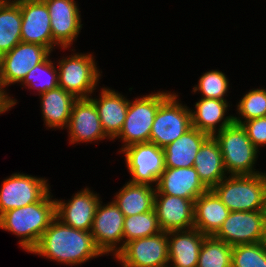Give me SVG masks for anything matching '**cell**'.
<instances>
[{
  "label": "cell",
  "mask_w": 266,
  "mask_h": 267,
  "mask_svg": "<svg viewBox=\"0 0 266 267\" xmlns=\"http://www.w3.org/2000/svg\"><path fill=\"white\" fill-rule=\"evenodd\" d=\"M30 253L72 266L103 255L90 231L70 227L57 217L53 219L38 245Z\"/></svg>",
  "instance_id": "cell-1"
},
{
  "label": "cell",
  "mask_w": 266,
  "mask_h": 267,
  "mask_svg": "<svg viewBox=\"0 0 266 267\" xmlns=\"http://www.w3.org/2000/svg\"><path fill=\"white\" fill-rule=\"evenodd\" d=\"M49 191L39 202L9 210L0 216V229L17 235L19 245L28 253L39 243L56 217V202Z\"/></svg>",
  "instance_id": "cell-2"
},
{
  "label": "cell",
  "mask_w": 266,
  "mask_h": 267,
  "mask_svg": "<svg viewBox=\"0 0 266 267\" xmlns=\"http://www.w3.org/2000/svg\"><path fill=\"white\" fill-rule=\"evenodd\" d=\"M230 211H266V173L229 175L213 189Z\"/></svg>",
  "instance_id": "cell-3"
},
{
  "label": "cell",
  "mask_w": 266,
  "mask_h": 267,
  "mask_svg": "<svg viewBox=\"0 0 266 267\" xmlns=\"http://www.w3.org/2000/svg\"><path fill=\"white\" fill-rule=\"evenodd\" d=\"M214 138L219 143L227 174L255 175L262 173L255 171L254 168L259 149L252 144L241 124L233 122L222 131L217 132Z\"/></svg>",
  "instance_id": "cell-4"
},
{
  "label": "cell",
  "mask_w": 266,
  "mask_h": 267,
  "mask_svg": "<svg viewBox=\"0 0 266 267\" xmlns=\"http://www.w3.org/2000/svg\"><path fill=\"white\" fill-rule=\"evenodd\" d=\"M49 55L51 51L44 46L19 42L11 51L0 57V94L5 98L7 111L16 105L17 100L8 96L4 88L13 83H21L27 73Z\"/></svg>",
  "instance_id": "cell-5"
},
{
  "label": "cell",
  "mask_w": 266,
  "mask_h": 267,
  "mask_svg": "<svg viewBox=\"0 0 266 267\" xmlns=\"http://www.w3.org/2000/svg\"><path fill=\"white\" fill-rule=\"evenodd\" d=\"M170 94L171 91H158L157 93L136 98L135 101L129 100L124 125L119 135L115 138H121L123 142V147L119 152L136 143L150 142V132L156 112L160 104Z\"/></svg>",
  "instance_id": "cell-6"
},
{
  "label": "cell",
  "mask_w": 266,
  "mask_h": 267,
  "mask_svg": "<svg viewBox=\"0 0 266 267\" xmlns=\"http://www.w3.org/2000/svg\"><path fill=\"white\" fill-rule=\"evenodd\" d=\"M72 54L57 63L58 86L77 99L89 98L98 86L101 73L93 54Z\"/></svg>",
  "instance_id": "cell-7"
},
{
  "label": "cell",
  "mask_w": 266,
  "mask_h": 267,
  "mask_svg": "<svg viewBox=\"0 0 266 267\" xmlns=\"http://www.w3.org/2000/svg\"><path fill=\"white\" fill-rule=\"evenodd\" d=\"M171 93L159 106L150 132V142L164 148L181 137L191 125V112Z\"/></svg>",
  "instance_id": "cell-8"
},
{
  "label": "cell",
  "mask_w": 266,
  "mask_h": 267,
  "mask_svg": "<svg viewBox=\"0 0 266 267\" xmlns=\"http://www.w3.org/2000/svg\"><path fill=\"white\" fill-rule=\"evenodd\" d=\"M213 236L230 246L266 241V211H231Z\"/></svg>",
  "instance_id": "cell-9"
},
{
  "label": "cell",
  "mask_w": 266,
  "mask_h": 267,
  "mask_svg": "<svg viewBox=\"0 0 266 267\" xmlns=\"http://www.w3.org/2000/svg\"><path fill=\"white\" fill-rule=\"evenodd\" d=\"M114 258L122 267H168V232L131 240Z\"/></svg>",
  "instance_id": "cell-10"
},
{
  "label": "cell",
  "mask_w": 266,
  "mask_h": 267,
  "mask_svg": "<svg viewBox=\"0 0 266 267\" xmlns=\"http://www.w3.org/2000/svg\"><path fill=\"white\" fill-rule=\"evenodd\" d=\"M120 153L125 155L128 171L132 175L129 182L157 186L158 180L165 170L162 148L151 142L136 143L127 146Z\"/></svg>",
  "instance_id": "cell-11"
},
{
  "label": "cell",
  "mask_w": 266,
  "mask_h": 267,
  "mask_svg": "<svg viewBox=\"0 0 266 267\" xmlns=\"http://www.w3.org/2000/svg\"><path fill=\"white\" fill-rule=\"evenodd\" d=\"M47 179L13 173L0 187V216L12 209L39 202L49 191Z\"/></svg>",
  "instance_id": "cell-12"
},
{
  "label": "cell",
  "mask_w": 266,
  "mask_h": 267,
  "mask_svg": "<svg viewBox=\"0 0 266 267\" xmlns=\"http://www.w3.org/2000/svg\"><path fill=\"white\" fill-rule=\"evenodd\" d=\"M124 219L113 200L106 205L99 202L90 233L103 255L112 253L115 257L123 249Z\"/></svg>",
  "instance_id": "cell-13"
},
{
  "label": "cell",
  "mask_w": 266,
  "mask_h": 267,
  "mask_svg": "<svg viewBox=\"0 0 266 267\" xmlns=\"http://www.w3.org/2000/svg\"><path fill=\"white\" fill-rule=\"evenodd\" d=\"M50 15L53 48H69L77 39L81 24V14L74 0H43Z\"/></svg>",
  "instance_id": "cell-14"
},
{
  "label": "cell",
  "mask_w": 266,
  "mask_h": 267,
  "mask_svg": "<svg viewBox=\"0 0 266 267\" xmlns=\"http://www.w3.org/2000/svg\"><path fill=\"white\" fill-rule=\"evenodd\" d=\"M20 5L21 42L33 43L53 51L50 15L43 0H15Z\"/></svg>",
  "instance_id": "cell-15"
},
{
  "label": "cell",
  "mask_w": 266,
  "mask_h": 267,
  "mask_svg": "<svg viewBox=\"0 0 266 267\" xmlns=\"http://www.w3.org/2000/svg\"><path fill=\"white\" fill-rule=\"evenodd\" d=\"M66 129L69 130L71 144L109 139L102 129L97 108L90 98H79L75 101Z\"/></svg>",
  "instance_id": "cell-16"
},
{
  "label": "cell",
  "mask_w": 266,
  "mask_h": 267,
  "mask_svg": "<svg viewBox=\"0 0 266 267\" xmlns=\"http://www.w3.org/2000/svg\"><path fill=\"white\" fill-rule=\"evenodd\" d=\"M99 194L89 188L78 191L68 202L56 199V217L64 224L84 231H91L99 202Z\"/></svg>",
  "instance_id": "cell-17"
},
{
  "label": "cell",
  "mask_w": 266,
  "mask_h": 267,
  "mask_svg": "<svg viewBox=\"0 0 266 267\" xmlns=\"http://www.w3.org/2000/svg\"><path fill=\"white\" fill-rule=\"evenodd\" d=\"M154 209L164 232L194 228V200L155 194Z\"/></svg>",
  "instance_id": "cell-18"
},
{
  "label": "cell",
  "mask_w": 266,
  "mask_h": 267,
  "mask_svg": "<svg viewBox=\"0 0 266 267\" xmlns=\"http://www.w3.org/2000/svg\"><path fill=\"white\" fill-rule=\"evenodd\" d=\"M207 190L193 166L165 168L158 180L155 194H168L195 201Z\"/></svg>",
  "instance_id": "cell-19"
},
{
  "label": "cell",
  "mask_w": 266,
  "mask_h": 267,
  "mask_svg": "<svg viewBox=\"0 0 266 267\" xmlns=\"http://www.w3.org/2000/svg\"><path fill=\"white\" fill-rule=\"evenodd\" d=\"M99 98L89 97L95 104L100 118L102 129L110 139H115L126 119L129 100L114 89L103 87Z\"/></svg>",
  "instance_id": "cell-20"
},
{
  "label": "cell",
  "mask_w": 266,
  "mask_h": 267,
  "mask_svg": "<svg viewBox=\"0 0 266 267\" xmlns=\"http://www.w3.org/2000/svg\"><path fill=\"white\" fill-rule=\"evenodd\" d=\"M205 236L196 228L169 231L168 267H197L199 251Z\"/></svg>",
  "instance_id": "cell-21"
},
{
  "label": "cell",
  "mask_w": 266,
  "mask_h": 267,
  "mask_svg": "<svg viewBox=\"0 0 266 267\" xmlns=\"http://www.w3.org/2000/svg\"><path fill=\"white\" fill-rule=\"evenodd\" d=\"M194 105L195 110L190 108L192 127L210 136H214L234 122V115L225 117L228 107H230L227 101L201 98Z\"/></svg>",
  "instance_id": "cell-22"
},
{
  "label": "cell",
  "mask_w": 266,
  "mask_h": 267,
  "mask_svg": "<svg viewBox=\"0 0 266 267\" xmlns=\"http://www.w3.org/2000/svg\"><path fill=\"white\" fill-rule=\"evenodd\" d=\"M230 212L217 194L209 189L194 201V228L206 236H213Z\"/></svg>",
  "instance_id": "cell-23"
},
{
  "label": "cell",
  "mask_w": 266,
  "mask_h": 267,
  "mask_svg": "<svg viewBox=\"0 0 266 267\" xmlns=\"http://www.w3.org/2000/svg\"><path fill=\"white\" fill-rule=\"evenodd\" d=\"M210 137L191 127L181 137L163 148L165 168L192 167L202 144Z\"/></svg>",
  "instance_id": "cell-24"
},
{
  "label": "cell",
  "mask_w": 266,
  "mask_h": 267,
  "mask_svg": "<svg viewBox=\"0 0 266 267\" xmlns=\"http://www.w3.org/2000/svg\"><path fill=\"white\" fill-rule=\"evenodd\" d=\"M193 167L200 181L209 190L213 189L227 174L221 149L214 136H210L201 146Z\"/></svg>",
  "instance_id": "cell-25"
},
{
  "label": "cell",
  "mask_w": 266,
  "mask_h": 267,
  "mask_svg": "<svg viewBox=\"0 0 266 267\" xmlns=\"http://www.w3.org/2000/svg\"><path fill=\"white\" fill-rule=\"evenodd\" d=\"M38 95L41 98V113L46 127L62 130L66 128L77 98L59 86Z\"/></svg>",
  "instance_id": "cell-26"
},
{
  "label": "cell",
  "mask_w": 266,
  "mask_h": 267,
  "mask_svg": "<svg viewBox=\"0 0 266 267\" xmlns=\"http://www.w3.org/2000/svg\"><path fill=\"white\" fill-rule=\"evenodd\" d=\"M156 187L127 182L114 196V203L125 217L154 209Z\"/></svg>",
  "instance_id": "cell-27"
},
{
  "label": "cell",
  "mask_w": 266,
  "mask_h": 267,
  "mask_svg": "<svg viewBox=\"0 0 266 267\" xmlns=\"http://www.w3.org/2000/svg\"><path fill=\"white\" fill-rule=\"evenodd\" d=\"M22 15L15 0L0 1V57L21 42Z\"/></svg>",
  "instance_id": "cell-28"
},
{
  "label": "cell",
  "mask_w": 266,
  "mask_h": 267,
  "mask_svg": "<svg viewBox=\"0 0 266 267\" xmlns=\"http://www.w3.org/2000/svg\"><path fill=\"white\" fill-rule=\"evenodd\" d=\"M232 249L233 246L214 236H205L197 267H232Z\"/></svg>",
  "instance_id": "cell-29"
},
{
  "label": "cell",
  "mask_w": 266,
  "mask_h": 267,
  "mask_svg": "<svg viewBox=\"0 0 266 267\" xmlns=\"http://www.w3.org/2000/svg\"><path fill=\"white\" fill-rule=\"evenodd\" d=\"M162 232L155 209L124 219L123 248L134 239L149 237ZM125 239V240H124Z\"/></svg>",
  "instance_id": "cell-30"
},
{
  "label": "cell",
  "mask_w": 266,
  "mask_h": 267,
  "mask_svg": "<svg viewBox=\"0 0 266 267\" xmlns=\"http://www.w3.org/2000/svg\"><path fill=\"white\" fill-rule=\"evenodd\" d=\"M49 57L50 55L27 73L21 82L23 87L37 90L39 94L58 87V70Z\"/></svg>",
  "instance_id": "cell-31"
},
{
  "label": "cell",
  "mask_w": 266,
  "mask_h": 267,
  "mask_svg": "<svg viewBox=\"0 0 266 267\" xmlns=\"http://www.w3.org/2000/svg\"><path fill=\"white\" fill-rule=\"evenodd\" d=\"M238 114L241 117L234 116V123L265 117L266 116V89H251L245 93L237 104ZM243 118V119H242Z\"/></svg>",
  "instance_id": "cell-32"
},
{
  "label": "cell",
  "mask_w": 266,
  "mask_h": 267,
  "mask_svg": "<svg viewBox=\"0 0 266 267\" xmlns=\"http://www.w3.org/2000/svg\"><path fill=\"white\" fill-rule=\"evenodd\" d=\"M232 267H266V241L233 246Z\"/></svg>",
  "instance_id": "cell-33"
},
{
  "label": "cell",
  "mask_w": 266,
  "mask_h": 267,
  "mask_svg": "<svg viewBox=\"0 0 266 267\" xmlns=\"http://www.w3.org/2000/svg\"><path fill=\"white\" fill-rule=\"evenodd\" d=\"M229 80L219 70L205 72L199 79L198 85L194 86L193 92H201L202 98L219 99L227 101L224 96L228 92Z\"/></svg>",
  "instance_id": "cell-34"
},
{
  "label": "cell",
  "mask_w": 266,
  "mask_h": 267,
  "mask_svg": "<svg viewBox=\"0 0 266 267\" xmlns=\"http://www.w3.org/2000/svg\"><path fill=\"white\" fill-rule=\"evenodd\" d=\"M241 125L257 149L266 145V116L242 122Z\"/></svg>",
  "instance_id": "cell-35"
},
{
  "label": "cell",
  "mask_w": 266,
  "mask_h": 267,
  "mask_svg": "<svg viewBox=\"0 0 266 267\" xmlns=\"http://www.w3.org/2000/svg\"><path fill=\"white\" fill-rule=\"evenodd\" d=\"M7 111V105L5 103V98L0 94V114Z\"/></svg>",
  "instance_id": "cell-36"
}]
</instances>
